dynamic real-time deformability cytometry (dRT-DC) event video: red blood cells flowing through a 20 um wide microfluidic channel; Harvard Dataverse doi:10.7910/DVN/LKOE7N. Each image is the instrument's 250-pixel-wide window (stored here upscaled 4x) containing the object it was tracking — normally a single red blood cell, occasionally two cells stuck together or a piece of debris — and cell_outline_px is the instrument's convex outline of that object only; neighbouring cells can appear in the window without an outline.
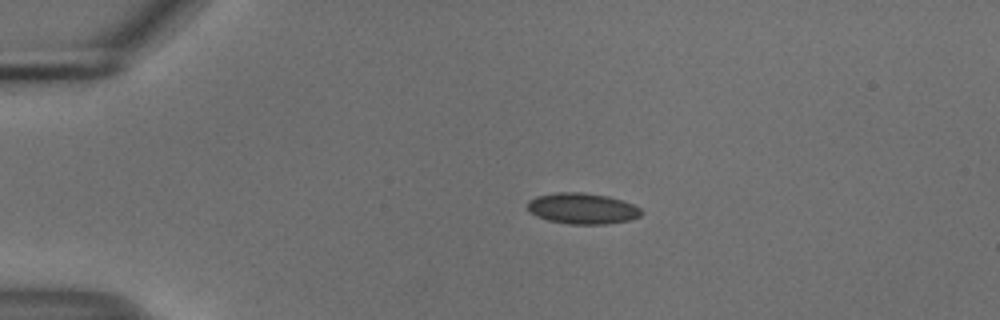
{"species": "common noctule bat (a hibernating species)", "species_latin": "Nyctalus noctula", "temperature_condition": "cold", "stored_images_in_passage": 44, "camera_frame_rate_fps": 3000, "um_per_image_px": 0.085, "animal": {"sex": "male", "body_mass_g": 18.8}, "frame": {"image": 1, "passage_image": 1, "time_ms": 0.0, "image_size_px": [1000, 320], "cell_outline_px": [[644, 212], [640, 216], [632, 220], [608, 224], [568, 224], [548, 220], [536, 216], [528, 212], [528, 200], [536, 196], [556, 192], [584, 192], [608, 196], [632, 204], [640, 208]], "centroid_in_image_um": [49.5, 17.72], "position_along_channel_um": 35.5, "area_um2": 20.75}}
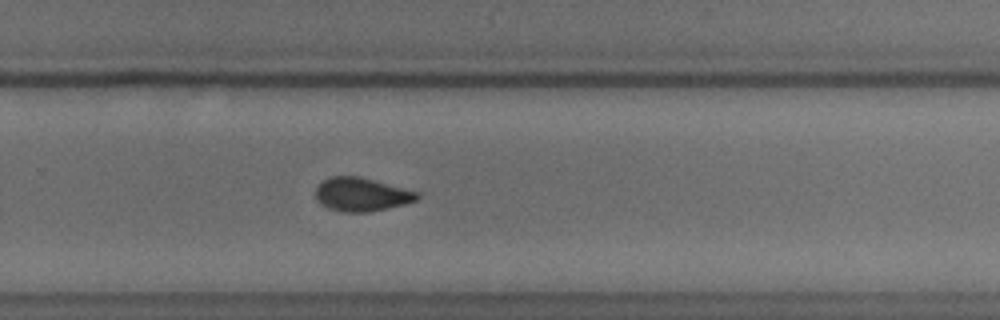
{"frame": {"image": 2, "passage_image": 26, "time_ms": 8.333, "image_size_px": [1000, 320], "cell_outline_px": [[420, 196], [416, 200], [404, 204], [388, 208], [368, 212], [344, 212], [328, 208], [316, 200], [316, 188], [328, 176], [360, 176], [420, 192]], "centroid_in_image_um": [30.74, 16.52], "position_along_channel_um": 299.1, "area_um2": 19.88}}
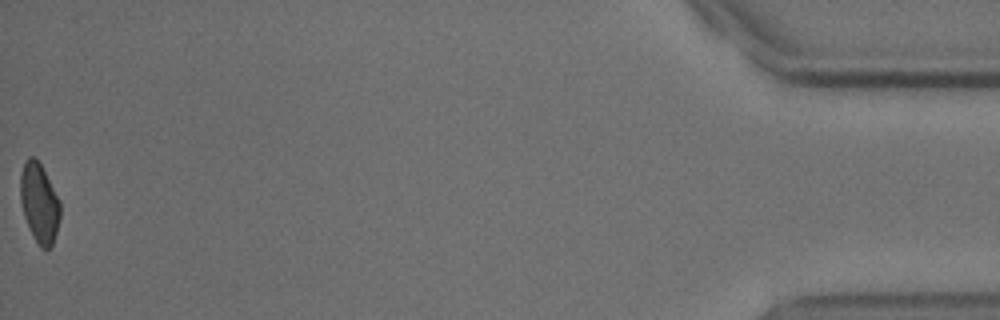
{"frame": {"image": 3, "passage_image": 44, "time_ms": 14.333, "image_size_px": [1000, 320], "cell_outline_px": [[60, 216], [56, 232], [52, 244], [48, 248], [40, 248], [24, 216], [20, 200], [20, 172], [28, 156], [32, 156], [40, 164], [60, 200]], "centroid_in_image_um": [3.33, 17.23], "position_along_channel_um": 431.9, "area_um2": 18.09}, "authors_computed_cell_mechanics": {"area_um2": 19.7965, "velocity_mm_per_s": 3.7162, "shape_relaxation_time_tau1_ms": 5.6881, "shape_relaxation_time_tau2_ms": 1.8134, "deformation_change_tau1": 0.114, "deformation_change_tau2": 0.0489}}